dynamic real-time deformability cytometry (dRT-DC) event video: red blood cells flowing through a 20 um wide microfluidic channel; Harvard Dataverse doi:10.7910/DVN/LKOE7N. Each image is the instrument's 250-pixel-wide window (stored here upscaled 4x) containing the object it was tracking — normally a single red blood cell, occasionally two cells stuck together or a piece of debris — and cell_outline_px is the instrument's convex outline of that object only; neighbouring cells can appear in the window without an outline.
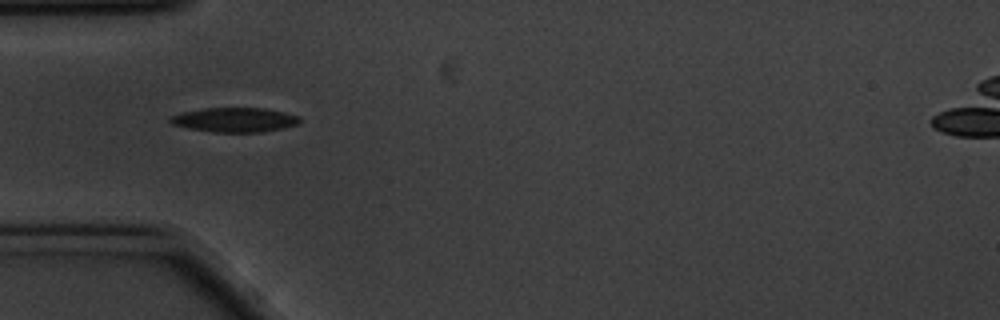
{"species": "common noctule bat (a hibernating species)", "species_latin": "Nyctalus noctula", "temperature_condition": "cold", "stored_images_in_passage": 42, "camera_frame_rate_fps": 3000, "um_per_image_px": 0.085, "animal": {"sex": "male", "body_mass_g": 20.1, "forearm_length_mm": 53.5}, "frame": {"image": 1, "passage_image": 7, "time_ms": 2.0, "image_size_px": [1000, 320], "cell_outline_px": [[300, 124], [284, 128], [264, 132], [212, 132], [188, 128], [172, 124], [168, 120], [168, 116], [184, 112], [204, 108], [264, 108], [284, 112], [300, 116]], "centroid_in_image_um": [19.96, 10.19], "position_along_channel_um": 65.0, "area_um2": 18.61}}
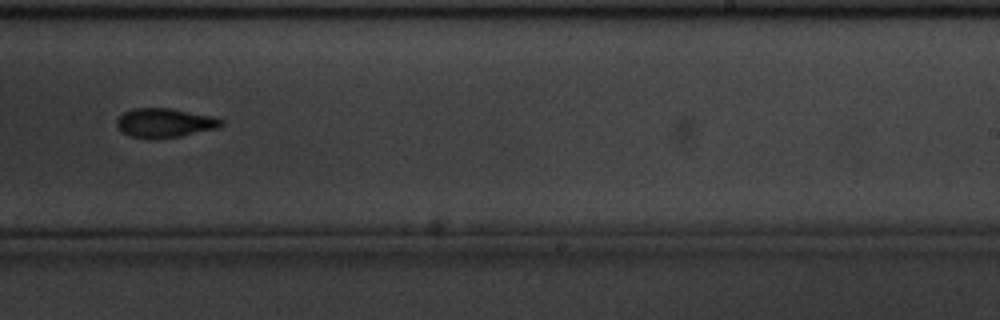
{"frame": {"image": 2, "passage_image": 25, "time_ms": 8.0, "image_size_px": [1000, 320], "cell_outline_px": [[224, 120], [220, 128], [180, 136], [132, 136], [124, 132], [116, 124], [116, 120], [124, 112], [136, 108], [168, 108], [216, 116]], "centroid_in_image_um": [14.09, 10.4], "position_along_channel_um": 274.9, "area_um2": 17.17}}